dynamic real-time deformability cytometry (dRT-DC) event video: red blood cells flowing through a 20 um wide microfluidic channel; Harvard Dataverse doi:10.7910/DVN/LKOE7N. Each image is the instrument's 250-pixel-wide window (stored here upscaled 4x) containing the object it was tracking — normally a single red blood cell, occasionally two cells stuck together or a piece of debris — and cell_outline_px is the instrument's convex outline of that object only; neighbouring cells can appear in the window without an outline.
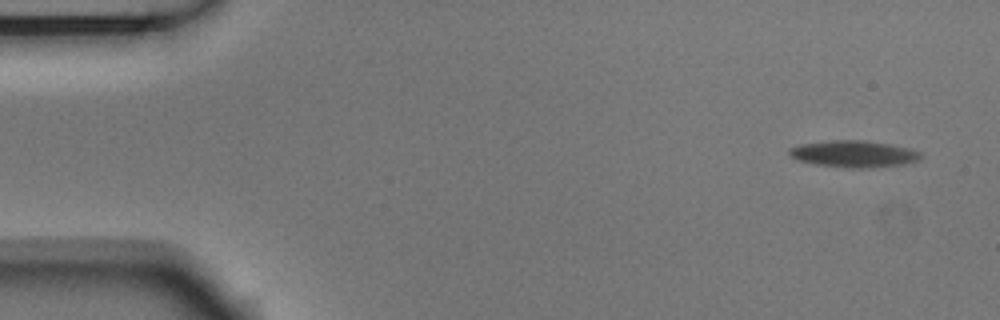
{"species": "Egyptian fruit bat (a non-hibernating species)", "species_latin": "Rousettus aegyptiacus", "temperature_condition": "room temperature", "stored_images_in_passage": 9, "camera_frame_rate_fps": 3000, "um_per_image_px": 0.085, "animal": {"sex": "male"}, "frame": {"image": 1, "passage_image": 1, "time_ms": 0.0, "image_size_px": [1000, 320], "cell_outline_px": [[924, 156], [920, 160], [904, 164], [868, 168], [844, 168], [816, 164], [796, 160], [788, 152], [788, 148], [800, 144], [836, 140], [864, 140], [912, 148], [920, 152]], "centroid_in_image_um": [72.61, 13.09], "position_along_channel_um": 12.4, "area_um2": 20.63}}
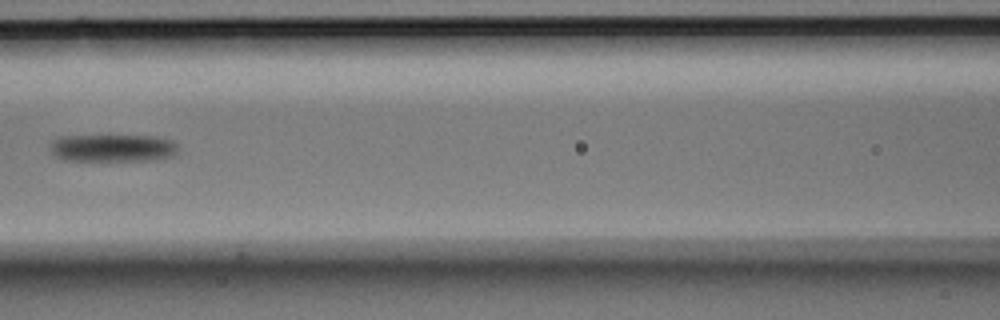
{"frame": {"image": 2, "passage_image": 6, "time_ms": 1.667, "image_size_px": [1000, 320], "cell_outline_px": [[176, 156], [152, 160], [64, 160], [56, 156], [52, 152], [52, 140], [60, 136], [160, 136], [172, 140], [176, 144]], "centroid_in_image_um": [9.63, 12.57], "position_along_channel_um": 157.0, "area_um2": 20.4}}
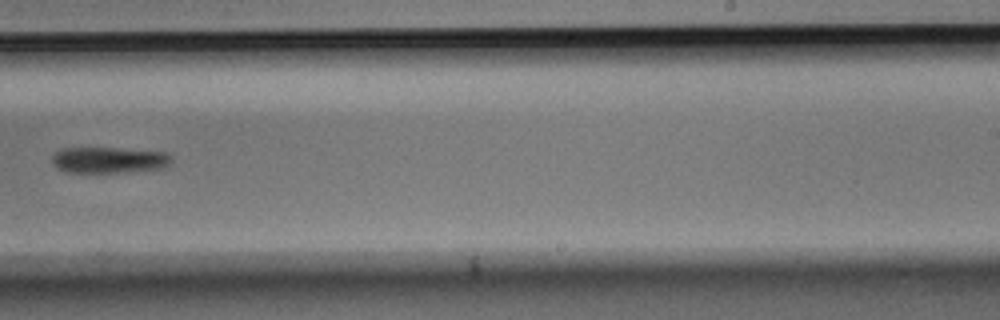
{"frame": {"image": 3, "passage_image": 9, "time_ms": 2.667, "image_size_px": [1000, 320], "cell_outline_px": [[172, 160], [168, 168], [120, 172], [68, 172], [56, 168], [52, 164], [52, 156], [56, 152], [64, 148], [116, 148], [168, 152], [172, 156]], "centroid_in_image_um": [9.31, 13.6], "position_along_channel_um": 279.7, "area_um2": 18.32}}